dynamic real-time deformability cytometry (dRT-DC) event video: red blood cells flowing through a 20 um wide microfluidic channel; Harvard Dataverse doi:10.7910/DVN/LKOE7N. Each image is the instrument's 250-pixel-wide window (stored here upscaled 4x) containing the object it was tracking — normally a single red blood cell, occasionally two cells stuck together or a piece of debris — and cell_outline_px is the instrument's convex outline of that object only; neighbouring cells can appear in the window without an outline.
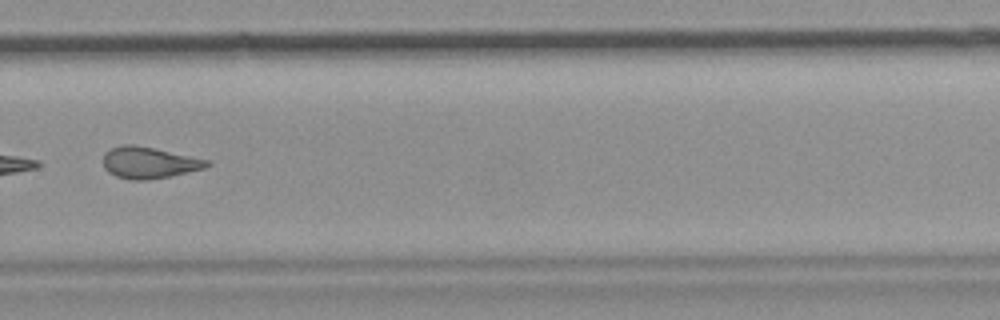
{"species": "common noctule bat (a hibernating species)", "species_latin": "Nyctalus noctula", "temperature_condition": "room temperature", "stored_images_in_passage": 9, "camera_frame_rate_fps": 3000, "um_per_image_px": 0.085, "animal": {"sex": "female", "body_mass_g": 19.9}, "frame": {"image": 1, "passage_image": 9, "time_ms": 9.333, "image_size_px": [1000, 320], "cell_outline_px": [[212, 164], [204, 168], [188, 172], [148, 180], [132, 180], [116, 176], [108, 172], [104, 168], [104, 152], [112, 148], [124, 144], [132, 144], [152, 148], [208, 160]], "centroid_in_image_um": [12.64, 13.83], "position_along_channel_um": 317.2, "area_um2": 18.73}}